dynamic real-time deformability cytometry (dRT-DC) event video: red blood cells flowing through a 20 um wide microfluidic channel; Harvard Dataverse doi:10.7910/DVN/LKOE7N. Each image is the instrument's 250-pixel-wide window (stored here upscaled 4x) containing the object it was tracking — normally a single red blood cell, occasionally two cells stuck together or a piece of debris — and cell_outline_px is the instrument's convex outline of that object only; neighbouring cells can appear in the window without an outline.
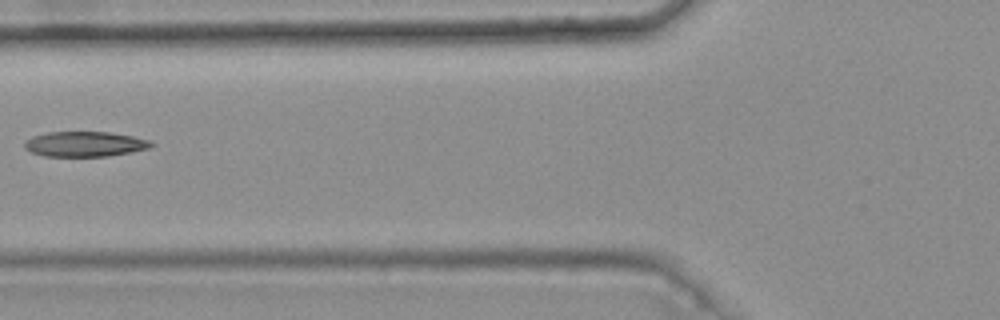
{"species": "common noctule bat (a hibernating species)", "species_latin": "Nyctalus noctula", "temperature_condition": "warm", "stored_images_in_passage": 2, "camera_frame_rate_fps": 3000, "um_per_image_px": 0.085, "animal": {"sex": "female", "body_mass_g": 25.1}, "frame": {"image": 1, "passage_image": 2, "time_ms": 0.333, "image_size_px": [1000, 320], "cell_outline_px": [[156, 144], [148, 148], [132, 152], [108, 156], [44, 156], [32, 152], [24, 148], [24, 144], [32, 136], [48, 132], [108, 132], [132, 136], [148, 140]], "centroid_in_image_um": [7.22, 12.24], "position_along_channel_um": 118.6, "area_um2": 18.44}}